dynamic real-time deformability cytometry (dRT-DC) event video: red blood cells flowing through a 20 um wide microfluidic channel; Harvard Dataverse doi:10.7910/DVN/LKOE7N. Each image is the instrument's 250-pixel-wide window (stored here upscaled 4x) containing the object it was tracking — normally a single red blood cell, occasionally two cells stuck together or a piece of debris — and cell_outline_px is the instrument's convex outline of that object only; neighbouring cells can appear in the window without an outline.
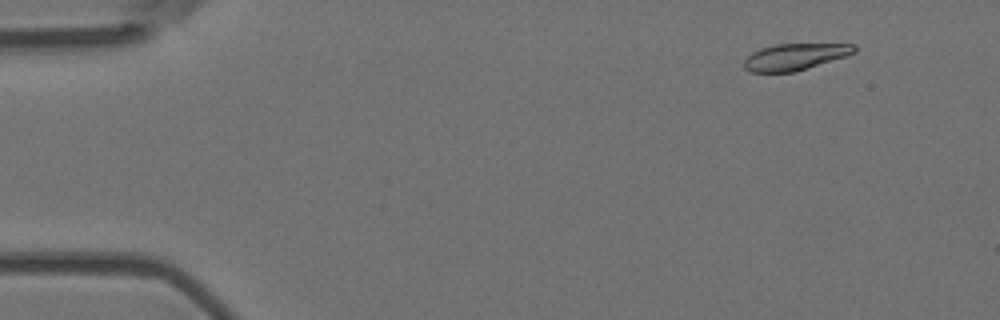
{"species": "Egyptian fruit bat (a non-hibernating species)", "species_latin": "Rousettus aegyptiacus", "temperature_condition": "room temperature", "stored_images_in_passage": 31, "camera_frame_rate_fps": 3000, "um_per_image_px": 0.085, "animal": {"sex": "female"}, "frame": {"image": 1, "passage_image": 2, "time_ms": 0.333, "image_size_px": [1000, 320], "cell_outline_px": [[856, 52], [796, 72], [748, 72], [744, 68], [744, 60], [752, 52], [760, 48], [776, 44], [856, 44]], "centroid_in_image_um": [67.53, 4.83], "position_along_channel_um": 17.5, "area_um2": 16.99}}
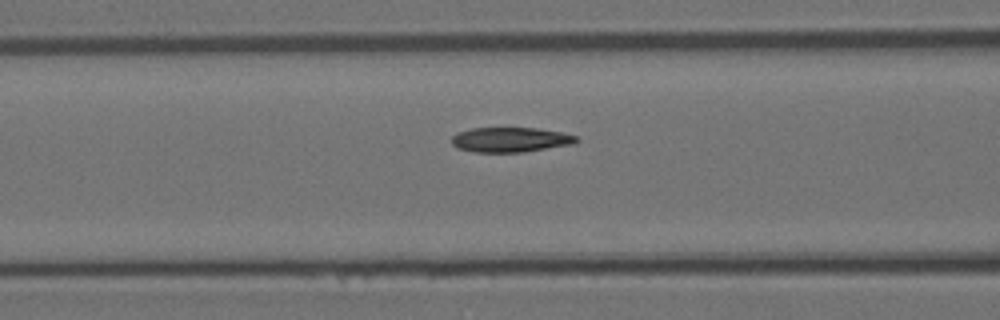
{"frame": {"image": 2, "passage_image": 19, "time_ms": 6.0, "image_size_px": [1000, 320], "cell_outline_px": [[580, 140], [576, 144], [524, 152], [476, 152], [456, 148], [452, 144], [452, 136], [456, 132], [472, 128], [536, 128], [560, 132], [576, 136]], "centroid_in_image_um": [43.4, 11.88], "position_along_channel_um": 123.2, "area_um2": 18.21}}
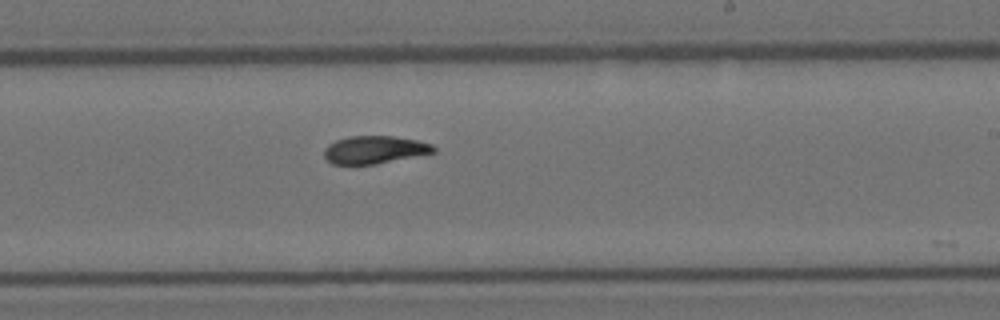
{"frame": {"image": 3, "passage_image": 30, "time_ms": 9.667, "image_size_px": [1000, 320], "cell_outline_px": [[436, 152], [376, 164], [332, 164], [324, 156], [324, 148], [328, 144], [336, 140], [348, 136], [392, 136], [416, 140], [432, 144], [436, 148]], "centroid_in_image_um": [31.83, 12.72], "position_along_channel_um": 257.2, "area_um2": 17.69}}